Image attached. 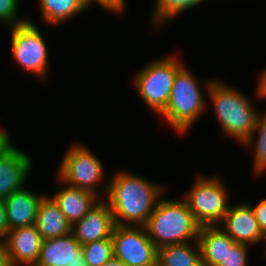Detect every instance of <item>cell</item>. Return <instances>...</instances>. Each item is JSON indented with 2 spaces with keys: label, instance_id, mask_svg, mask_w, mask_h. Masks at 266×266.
<instances>
[{
  "label": "cell",
  "instance_id": "obj_1",
  "mask_svg": "<svg viewBox=\"0 0 266 266\" xmlns=\"http://www.w3.org/2000/svg\"><path fill=\"white\" fill-rule=\"evenodd\" d=\"M113 175L104 200L115 225L144 226L163 196V186L125 170Z\"/></svg>",
  "mask_w": 266,
  "mask_h": 266
},
{
  "label": "cell",
  "instance_id": "obj_2",
  "mask_svg": "<svg viewBox=\"0 0 266 266\" xmlns=\"http://www.w3.org/2000/svg\"><path fill=\"white\" fill-rule=\"evenodd\" d=\"M220 127L226 136L244 143L254 130L259 111L247 96L221 80H210L204 86Z\"/></svg>",
  "mask_w": 266,
  "mask_h": 266
},
{
  "label": "cell",
  "instance_id": "obj_3",
  "mask_svg": "<svg viewBox=\"0 0 266 266\" xmlns=\"http://www.w3.org/2000/svg\"><path fill=\"white\" fill-rule=\"evenodd\" d=\"M144 227L157 249L198 241L201 228L183 197H161Z\"/></svg>",
  "mask_w": 266,
  "mask_h": 266
},
{
  "label": "cell",
  "instance_id": "obj_4",
  "mask_svg": "<svg viewBox=\"0 0 266 266\" xmlns=\"http://www.w3.org/2000/svg\"><path fill=\"white\" fill-rule=\"evenodd\" d=\"M195 77L185 64L177 71L168 105L159 115L181 135L188 133L207 107L203 90Z\"/></svg>",
  "mask_w": 266,
  "mask_h": 266
},
{
  "label": "cell",
  "instance_id": "obj_5",
  "mask_svg": "<svg viewBox=\"0 0 266 266\" xmlns=\"http://www.w3.org/2000/svg\"><path fill=\"white\" fill-rule=\"evenodd\" d=\"M183 65L176 56L162 57L146 64L133 77L134 89L158 116L168 105L174 77Z\"/></svg>",
  "mask_w": 266,
  "mask_h": 266
},
{
  "label": "cell",
  "instance_id": "obj_6",
  "mask_svg": "<svg viewBox=\"0 0 266 266\" xmlns=\"http://www.w3.org/2000/svg\"><path fill=\"white\" fill-rule=\"evenodd\" d=\"M225 187L220 176H197L190 190L183 194V199L201 227L219 226L228 212L229 191Z\"/></svg>",
  "mask_w": 266,
  "mask_h": 266
},
{
  "label": "cell",
  "instance_id": "obj_7",
  "mask_svg": "<svg viewBox=\"0 0 266 266\" xmlns=\"http://www.w3.org/2000/svg\"><path fill=\"white\" fill-rule=\"evenodd\" d=\"M58 171L57 176H59L61 183L89 190L97 196L100 195V192L106 196L108 192V183L107 185L104 184L103 190L102 188L101 191L98 189L105 177L102 162L83 144L77 143L67 150Z\"/></svg>",
  "mask_w": 266,
  "mask_h": 266
},
{
  "label": "cell",
  "instance_id": "obj_8",
  "mask_svg": "<svg viewBox=\"0 0 266 266\" xmlns=\"http://www.w3.org/2000/svg\"><path fill=\"white\" fill-rule=\"evenodd\" d=\"M12 58L23 71L45 81L49 75L48 47L43 34L31 20L10 28ZM48 73V74H47Z\"/></svg>",
  "mask_w": 266,
  "mask_h": 266
},
{
  "label": "cell",
  "instance_id": "obj_9",
  "mask_svg": "<svg viewBox=\"0 0 266 266\" xmlns=\"http://www.w3.org/2000/svg\"><path fill=\"white\" fill-rule=\"evenodd\" d=\"M114 256L129 266H156L157 248L144 226L115 225Z\"/></svg>",
  "mask_w": 266,
  "mask_h": 266
},
{
  "label": "cell",
  "instance_id": "obj_10",
  "mask_svg": "<svg viewBox=\"0 0 266 266\" xmlns=\"http://www.w3.org/2000/svg\"><path fill=\"white\" fill-rule=\"evenodd\" d=\"M220 224H223L221 229L236 243L253 246L266 240L249 203L241 202V204L229 206Z\"/></svg>",
  "mask_w": 266,
  "mask_h": 266
},
{
  "label": "cell",
  "instance_id": "obj_11",
  "mask_svg": "<svg viewBox=\"0 0 266 266\" xmlns=\"http://www.w3.org/2000/svg\"><path fill=\"white\" fill-rule=\"evenodd\" d=\"M35 266H87L82 245L72 233L42 241Z\"/></svg>",
  "mask_w": 266,
  "mask_h": 266
},
{
  "label": "cell",
  "instance_id": "obj_12",
  "mask_svg": "<svg viewBox=\"0 0 266 266\" xmlns=\"http://www.w3.org/2000/svg\"><path fill=\"white\" fill-rule=\"evenodd\" d=\"M114 226L109 205L102 199L81 220L72 225V234L81 245H85L112 238Z\"/></svg>",
  "mask_w": 266,
  "mask_h": 266
},
{
  "label": "cell",
  "instance_id": "obj_13",
  "mask_svg": "<svg viewBox=\"0 0 266 266\" xmlns=\"http://www.w3.org/2000/svg\"><path fill=\"white\" fill-rule=\"evenodd\" d=\"M4 240L12 266L36 265L43 239L35 225L9 230Z\"/></svg>",
  "mask_w": 266,
  "mask_h": 266
},
{
  "label": "cell",
  "instance_id": "obj_14",
  "mask_svg": "<svg viewBox=\"0 0 266 266\" xmlns=\"http://www.w3.org/2000/svg\"><path fill=\"white\" fill-rule=\"evenodd\" d=\"M26 152L13 146L0 157V199L5 200L12 193L24 188L31 171L32 158Z\"/></svg>",
  "mask_w": 266,
  "mask_h": 266
},
{
  "label": "cell",
  "instance_id": "obj_15",
  "mask_svg": "<svg viewBox=\"0 0 266 266\" xmlns=\"http://www.w3.org/2000/svg\"><path fill=\"white\" fill-rule=\"evenodd\" d=\"M45 195L22 188L4 200L9 230L35 225L38 207Z\"/></svg>",
  "mask_w": 266,
  "mask_h": 266
},
{
  "label": "cell",
  "instance_id": "obj_16",
  "mask_svg": "<svg viewBox=\"0 0 266 266\" xmlns=\"http://www.w3.org/2000/svg\"><path fill=\"white\" fill-rule=\"evenodd\" d=\"M61 188L51 197L57 203L66 219L73 225L81 220L101 199L95 193L69 186Z\"/></svg>",
  "mask_w": 266,
  "mask_h": 266
},
{
  "label": "cell",
  "instance_id": "obj_17",
  "mask_svg": "<svg viewBox=\"0 0 266 266\" xmlns=\"http://www.w3.org/2000/svg\"><path fill=\"white\" fill-rule=\"evenodd\" d=\"M198 242L201 248L202 266H219L228 250L236 244L220 226L201 227Z\"/></svg>",
  "mask_w": 266,
  "mask_h": 266
},
{
  "label": "cell",
  "instance_id": "obj_18",
  "mask_svg": "<svg viewBox=\"0 0 266 266\" xmlns=\"http://www.w3.org/2000/svg\"><path fill=\"white\" fill-rule=\"evenodd\" d=\"M35 226L43 240L72 233V224L48 195L43 197L38 207Z\"/></svg>",
  "mask_w": 266,
  "mask_h": 266
},
{
  "label": "cell",
  "instance_id": "obj_19",
  "mask_svg": "<svg viewBox=\"0 0 266 266\" xmlns=\"http://www.w3.org/2000/svg\"><path fill=\"white\" fill-rule=\"evenodd\" d=\"M157 265L202 266L201 248L199 242L192 241L157 249Z\"/></svg>",
  "mask_w": 266,
  "mask_h": 266
},
{
  "label": "cell",
  "instance_id": "obj_20",
  "mask_svg": "<svg viewBox=\"0 0 266 266\" xmlns=\"http://www.w3.org/2000/svg\"><path fill=\"white\" fill-rule=\"evenodd\" d=\"M40 16L49 26H58L89 7L83 0H38Z\"/></svg>",
  "mask_w": 266,
  "mask_h": 266
},
{
  "label": "cell",
  "instance_id": "obj_21",
  "mask_svg": "<svg viewBox=\"0 0 266 266\" xmlns=\"http://www.w3.org/2000/svg\"><path fill=\"white\" fill-rule=\"evenodd\" d=\"M204 1L206 0H155L150 20L152 26L161 29L164 23L170 22L176 15L195 8Z\"/></svg>",
  "mask_w": 266,
  "mask_h": 266
},
{
  "label": "cell",
  "instance_id": "obj_22",
  "mask_svg": "<svg viewBox=\"0 0 266 266\" xmlns=\"http://www.w3.org/2000/svg\"><path fill=\"white\" fill-rule=\"evenodd\" d=\"M257 134V136H255ZM257 140V141H256ZM255 144V145H254ZM246 148L254 147L253 170L260 176L266 171V112L258 114L255 127L249 139L244 143Z\"/></svg>",
  "mask_w": 266,
  "mask_h": 266
},
{
  "label": "cell",
  "instance_id": "obj_23",
  "mask_svg": "<svg viewBox=\"0 0 266 266\" xmlns=\"http://www.w3.org/2000/svg\"><path fill=\"white\" fill-rule=\"evenodd\" d=\"M87 266H103L114 256L112 238L102 239L82 245Z\"/></svg>",
  "mask_w": 266,
  "mask_h": 266
},
{
  "label": "cell",
  "instance_id": "obj_24",
  "mask_svg": "<svg viewBox=\"0 0 266 266\" xmlns=\"http://www.w3.org/2000/svg\"><path fill=\"white\" fill-rule=\"evenodd\" d=\"M21 0H0V23L14 27L28 21L25 18H18L19 4Z\"/></svg>",
  "mask_w": 266,
  "mask_h": 266
},
{
  "label": "cell",
  "instance_id": "obj_25",
  "mask_svg": "<svg viewBox=\"0 0 266 266\" xmlns=\"http://www.w3.org/2000/svg\"><path fill=\"white\" fill-rule=\"evenodd\" d=\"M250 245L236 243L228 250L224 261L219 266H248V250Z\"/></svg>",
  "mask_w": 266,
  "mask_h": 266
},
{
  "label": "cell",
  "instance_id": "obj_26",
  "mask_svg": "<svg viewBox=\"0 0 266 266\" xmlns=\"http://www.w3.org/2000/svg\"><path fill=\"white\" fill-rule=\"evenodd\" d=\"M84 3L90 7L94 3L100 5L101 7H104V9L108 10L109 12L113 11V13L122 15V13L126 9V0H83Z\"/></svg>",
  "mask_w": 266,
  "mask_h": 266
},
{
  "label": "cell",
  "instance_id": "obj_27",
  "mask_svg": "<svg viewBox=\"0 0 266 266\" xmlns=\"http://www.w3.org/2000/svg\"><path fill=\"white\" fill-rule=\"evenodd\" d=\"M252 207L255 218L258 222V225L262 231V233L266 236V198L261 200L257 205Z\"/></svg>",
  "mask_w": 266,
  "mask_h": 266
},
{
  "label": "cell",
  "instance_id": "obj_28",
  "mask_svg": "<svg viewBox=\"0 0 266 266\" xmlns=\"http://www.w3.org/2000/svg\"><path fill=\"white\" fill-rule=\"evenodd\" d=\"M8 231H9V226L4 206V200L0 199V238L4 239L8 234Z\"/></svg>",
  "mask_w": 266,
  "mask_h": 266
},
{
  "label": "cell",
  "instance_id": "obj_29",
  "mask_svg": "<svg viewBox=\"0 0 266 266\" xmlns=\"http://www.w3.org/2000/svg\"><path fill=\"white\" fill-rule=\"evenodd\" d=\"M8 132L4 129H1L0 126V157L6 154L12 147L11 138Z\"/></svg>",
  "mask_w": 266,
  "mask_h": 266
},
{
  "label": "cell",
  "instance_id": "obj_30",
  "mask_svg": "<svg viewBox=\"0 0 266 266\" xmlns=\"http://www.w3.org/2000/svg\"><path fill=\"white\" fill-rule=\"evenodd\" d=\"M257 84L258 85L256 88V96H259V99H266V68L264 69V71H261V74L258 77Z\"/></svg>",
  "mask_w": 266,
  "mask_h": 266
},
{
  "label": "cell",
  "instance_id": "obj_31",
  "mask_svg": "<svg viewBox=\"0 0 266 266\" xmlns=\"http://www.w3.org/2000/svg\"><path fill=\"white\" fill-rule=\"evenodd\" d=\"M0 266H12L4 239H0Z\"/></svg>",
  "mask_w": 266,
  "mask_h": 266
},
{
  "label": "cell",
  "instance_id": "obj_32",
  "mask_svg": "<svg viewBox=\"0 0 266 266\" xmlns=\"http://www.w3.org/2000/svg\"><path fill=\"white\" fill-rule=\"evenodd\" d=\"M103 266H129L115 256L111 257Z\"/></svg>",
  "mask_w": 266,
  "mask_h": 266
}]
</instances>
